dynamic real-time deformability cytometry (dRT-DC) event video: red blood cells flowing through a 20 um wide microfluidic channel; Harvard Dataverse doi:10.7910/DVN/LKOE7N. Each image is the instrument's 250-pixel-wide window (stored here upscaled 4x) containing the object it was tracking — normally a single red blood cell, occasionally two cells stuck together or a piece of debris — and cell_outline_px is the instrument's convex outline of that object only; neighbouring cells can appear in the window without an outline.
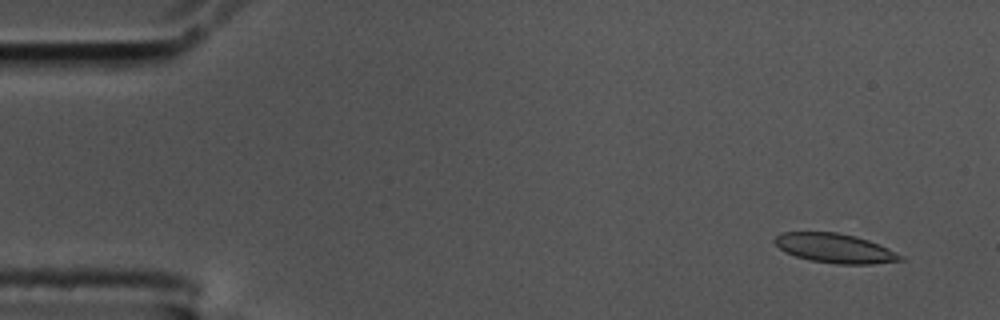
{"species": "common noctule bat (a hibernating species)", "species_latin": "Nyctalus noctula", "temperature_condition": "cold", "stored_images_in_passage": 57, "camera_frame_rate_fps": 3000, "um_per_image_px": 0.085, "animal": {"sex": "male", "body_mass_g": 17.5, "forearm_length_mm": 52.3}, "frame": {"image": 1, "passage_image": 4, "time_ms": 1.0, "image_size_px": [1000, 320], "cell_outline_px": [[904, 260], [872, 264], [836, 264], [812, 260], [796, 256], [784, 252], [772, 240], [780, 232], [840, 232], [856, 236], [868, 240], [888, 248], [904, 256]], "centroid_in_image_um": [70.97, 21.09], "position_along_channel_um": 14.0, "area_um2": 21.56}}
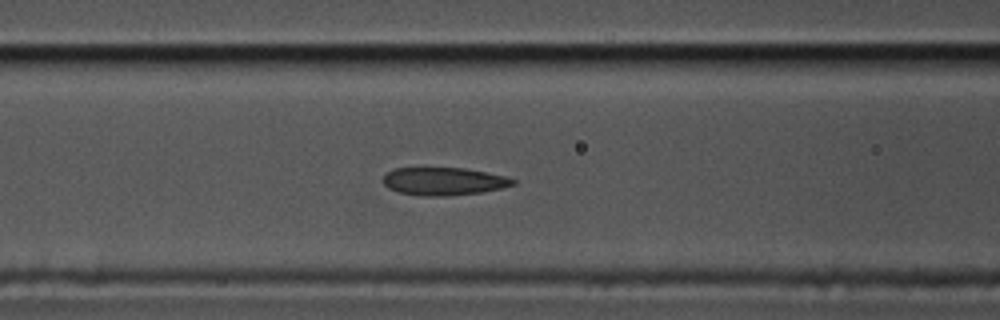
{"frame": {"image": 2, "passage_image": 23, "time_ms": 7.333, "image_size_px": [1000, 320], "cell_outline_px": [[516, 184], [500, 188], [480, 192], [440, 196], [420, 196], [400, 192], [388, 188], [384, 184], [384, 172], [392, 168], [424, 164], [464, 168], [504, 176], [516, 180]], "centroid_in_image_um": [37.6, 15.34], "position_along_channel_um": 129.0, "area_um2": 21.91}}
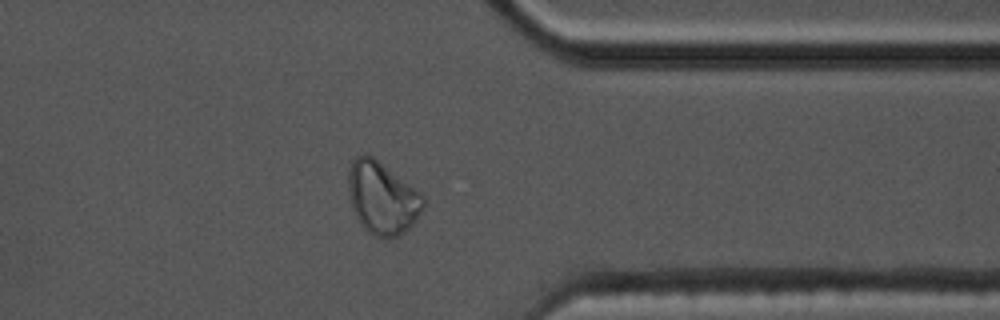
{"frame": {"image": 3, "passage_image": 45, "time_ms": 14.667, "image_size_px": [1000, 320], "cell_outline_px": [[424, 208], [412, 224], [404, 232], [396, 236], [384, 240], [368, 232], [360, 224], [352, 208], [348, 192], [348, 168], [352, 160], [356, 156], [364, 152], [372, 156], [420, 192], [424, 196]], "centroid_in_image_um": [32.46, 16.82], "position_along_channel_um": 378.9, "area_um2": 31.73}, "authors_computed_cell_mechanics": {"area_um2": 22.1374, "velocity_mm_per_s": 3.5102, "shape_relaxation_time_tau1_ms": null, "shape_relaxation_time_tau2_ms": 2.0166, "deformation_change_tau1": null, "deformation_change_tau2": 0.071}}